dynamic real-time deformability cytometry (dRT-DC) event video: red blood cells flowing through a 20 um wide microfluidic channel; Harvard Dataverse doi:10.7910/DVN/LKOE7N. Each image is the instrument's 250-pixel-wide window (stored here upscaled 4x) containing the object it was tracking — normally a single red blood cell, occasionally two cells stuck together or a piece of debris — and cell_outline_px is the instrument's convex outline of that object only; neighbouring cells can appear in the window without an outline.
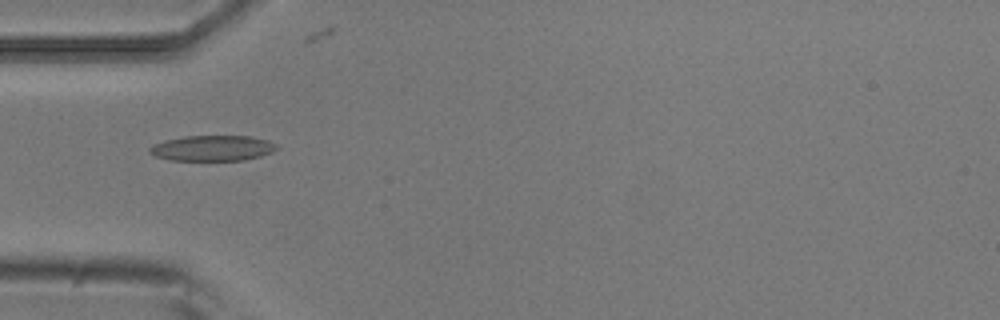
{"species": "common noctule bat (a hibernating species)", "species_latin": "Nyctalus noctula", "temperature_condition": "room temperature", "stored_images_in_passage": 4, "camera_frame_rate_fps": 3000, "um_per_image_px": 0.085, "animal": {"sex": "male", "body_mass_g": 20.5, "forearm_length_mm": 52.5}, "frame": {"image": 1, "passage_image": 2, "time_ms": 0.333, "image_size_px": [1000, 320], "cell_outline_px": [[280, 148], [272, 152], [260, 156], [244, 160], [168, 160], [156, 156], [148, 152], [148, 148], [152, 144], [164, 140], [184, 136], [252, 136], [268, 140], [276, 144]], "centroid_in_image_um": [18.05, 12.59], "position_along_channel_um": 66.9, "area_um2": 19.07}}
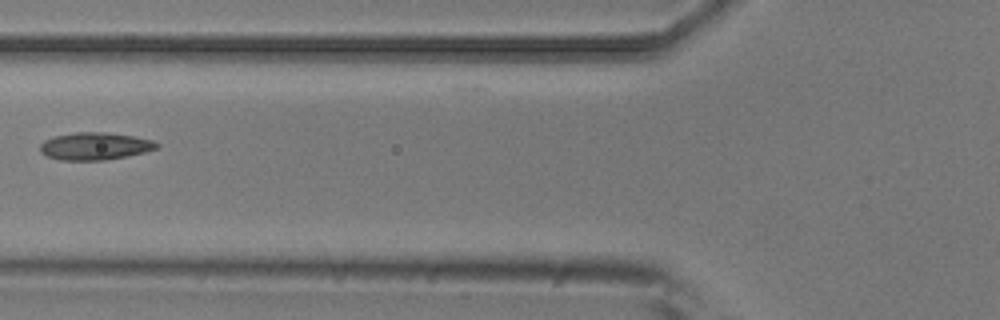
{"frame": {"image": 2, "passage_image": 3, "time_ms": 0.667, "image_size_px": [1000, 320], "cell_outline_px": [[160, 144], [156, 148], [144, 152], [104, 160], [60, 160], [44, 156], [40, 152], [40, 144], [44, 140], [52, 136], [76, 132], [104, 132], [132, 136], [152, 140]], "centroid_in_image_um": [7.99, 12.42], "position_along_channel_um": 117.8, "area_um2": 18.61}}
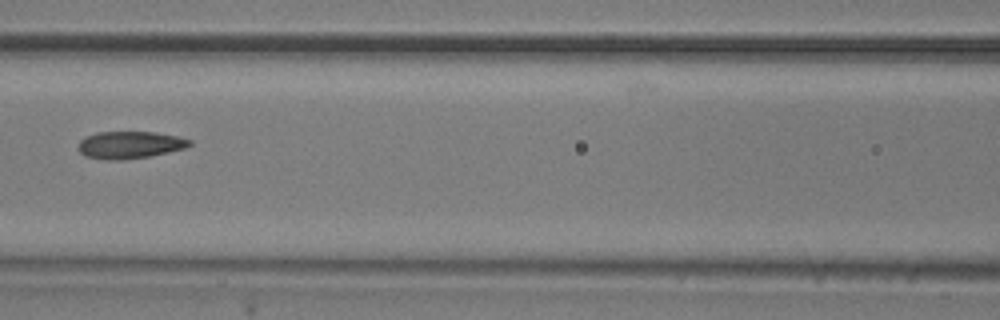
{"frame": {"image": 3, "passage_image": 4, "time_ms": 1.0, "image_size_px": [1000, 320], "cell_outline_px": [[192, 144], [184, 148], [168, 152], [148, 156], [120, 160], [104, 160], [84, 156], [76, 148], [80, 140], [96, 132], [156, 132], [176, 136], [192, 140]], "centroid_in_image_um": [10.99, 12.32], "position_along_channel_um": 155.6, "area_um2": 17.69}}